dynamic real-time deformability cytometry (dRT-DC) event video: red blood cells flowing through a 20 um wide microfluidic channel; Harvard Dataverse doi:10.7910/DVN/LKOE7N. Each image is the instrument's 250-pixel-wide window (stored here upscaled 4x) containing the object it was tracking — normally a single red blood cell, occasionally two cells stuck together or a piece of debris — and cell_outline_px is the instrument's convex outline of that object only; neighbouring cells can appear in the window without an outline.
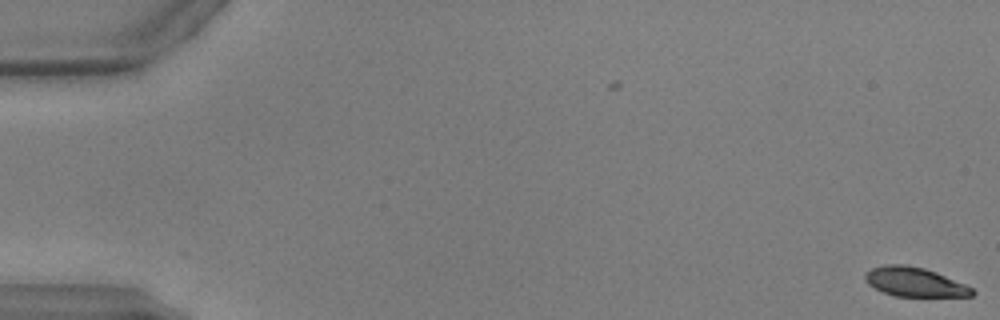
{"species": "common noctule bat (a hibernating species)", "species_latin": "Nyctalus noctula", "temperature_condition": "warm", "stored_images_in_passage": 54, "camera_frame_rate_fps": 3000, "um_per_image_px": 0.085, "animal": {"sex": "male", "body_mass_g": 17.9, "forearm_length_mm": 54.2}, "frame": {"image": 1, "passage_image": 1, "time_ms": 0.0, "image_size_px": [1000, 320], "cell_outline_px": [[976, 292], [972, 296], [896, 296], [884, 292], [868, 284], [864, 280], [864, 276], [872, 268], [884, 264], [904, 264], [924, 268], [936, 272], [964, 284], [972, 288]], "centroid_in_image_um": [77.73, 23.96], "position_along_channel_um": 7.3, "area_um2": 18.03}}
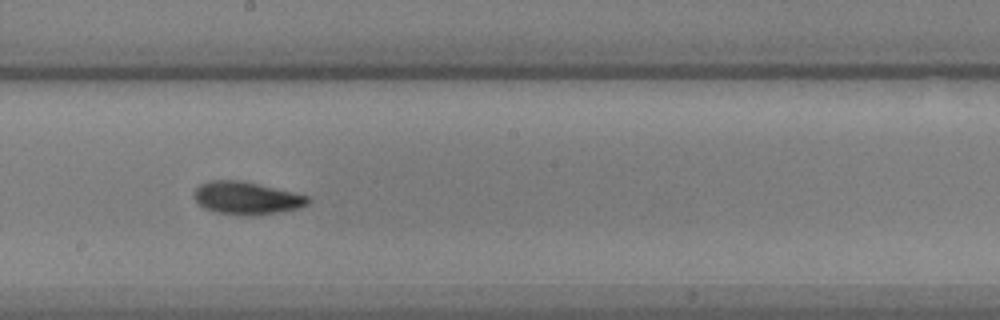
{"frame": {"image": 2, "passage_image": 30, "time_ms": 9.667, "image_size_px": [1000, 320], "cell_outline_px": [[312, 200], [308, 204], [300, 208], [280, 212], [256, 216], [240, 216], [216, 212], [204, 208], [192, 196], [192, 192], [200, 184], [208, 180], [240, 180], [292, 192], [308, 196]], "centroid_in_image_um": [20.94, 16.85], "position_along_channel_um": 227.3, "area_um2": 21.96}}
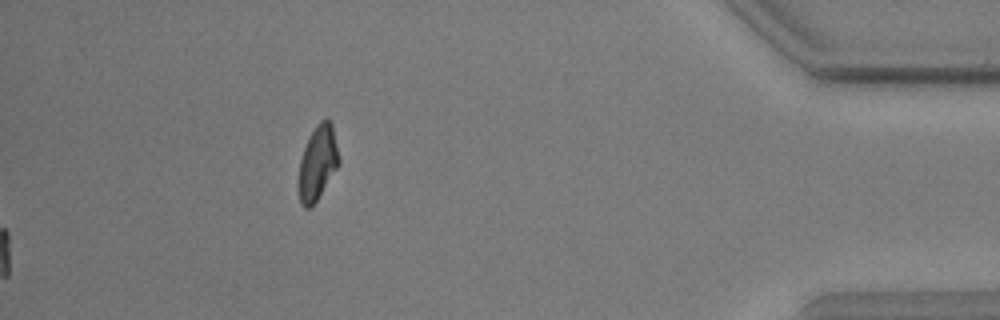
{"frame": {"image": 3, "passage_image": 54, "time_ms": 17.667, "image_size_px": [1000, 320], "cell_outline_px": [[340, 164], [312, 208], [304, 208], [300, 204], [296, 184], [296, 180], [300, 160], [304, 148], [316, 124], [324, 116], [332, 124], [340, 160]], "centroid_in_image_um": [26.97, 13.9], "position_along_channel_um": 408.2, "area_um2": 17.98}, "authors_computed_cell_mechanics": {"area_um2": 20.3456, "velocity_mm_per_s": 3.8976, "shape_relaxation_time_tau1_ms": 2.0155, "shape_relaxation_time_tau2_ms": 1.9939, "deformation_change_tau1": 0.1374, "deformation_change_tau2": 0.0835}}